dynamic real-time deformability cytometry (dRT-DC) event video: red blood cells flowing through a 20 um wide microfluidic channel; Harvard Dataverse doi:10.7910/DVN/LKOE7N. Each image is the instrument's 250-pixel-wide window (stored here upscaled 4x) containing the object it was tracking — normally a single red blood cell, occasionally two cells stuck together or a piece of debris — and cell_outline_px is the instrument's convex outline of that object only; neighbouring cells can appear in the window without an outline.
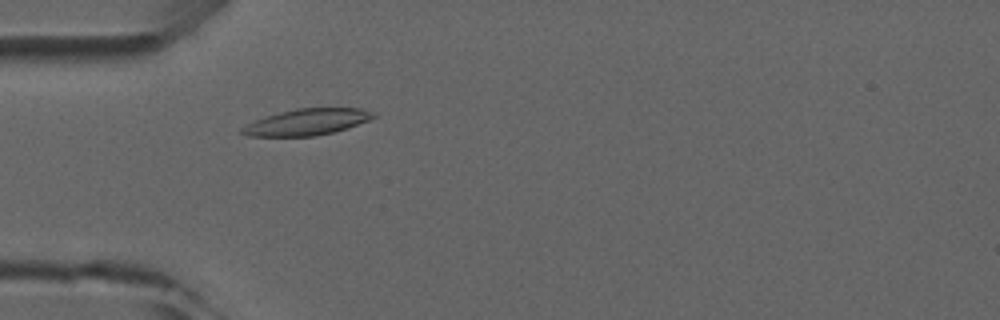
{"species": "common noctule bat (a hibernating species)", "species_latin": "Nyctalus noctula", "temperature_condition": "room temperature", "stored_images_in_passage": 3, "camera_frame_rate_fps": 3000, "um_per_image_px": 0.085, "animal": {"sex": "male", "forearm_length_mm": 52.5}, "frame": {"image": 1, "passage_image": 3, "time_ms": 3.333, "image_size_px": [1000, 320], "cell_outline_px": [[376, 116], [368, 120], [348, 128], [316, 136], [248, 136], [240, 132], [240, 128], [264, 116], [296, 108], [360, 108], [376, 112]], "centroid_in_image_um": [26.1, 10.36], "position_along_channel_um": 58.9, "area_um2": 20.11}}